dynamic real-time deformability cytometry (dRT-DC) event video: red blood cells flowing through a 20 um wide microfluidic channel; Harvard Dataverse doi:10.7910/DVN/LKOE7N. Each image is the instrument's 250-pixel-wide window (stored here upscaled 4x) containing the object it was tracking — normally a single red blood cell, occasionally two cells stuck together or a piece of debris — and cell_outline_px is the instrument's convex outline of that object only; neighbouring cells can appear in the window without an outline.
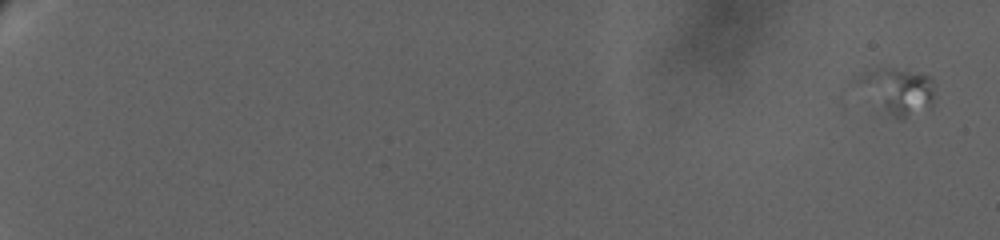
{"species": "human", "species_latin": "Homo sapiens", "temperature_condition": "warm", "stored_images_in_passage": 102, "camera_frame_rate_fps": 3000, "um_per_image_px": 0.085, "donor": {"sex": "female"}, "frame": {"image": 1, "passage_image": 1, "time_ms": 0.0, "image_size_px": [1000, 240], "cell_outline_px": [[936, 84], [932, 108], [904, 120], [900, 120], [892, 116], [856, 80], [856, 76], [864, 72], [876, 68], [892, 68], [928, 76]], "centroid_in_image_um": [76.44, 7.74], "position_along_channel_um": 8.6, "area_um2": 20.06}}
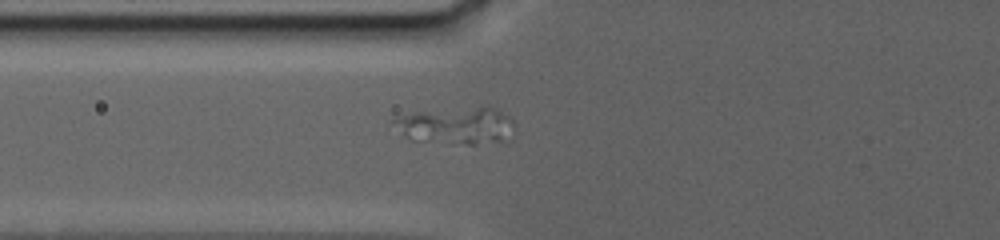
{"frame": {"image": 2, "passage_image": 38, "time_ms": 12.667, "image_size_px": [1000, 240], "cell_outline_px": [[512, 124], [504, 140], [472, 144], [448, 144], [408, 140], [388, 124], [392, 116], [416, 112], [488, 104], [496, 108], [508, 116], [512, 120]], "centroid_in_image_um": [38.61, 10.65], "position_along_channel_um": 87.2, "area_um2": 26.88}}
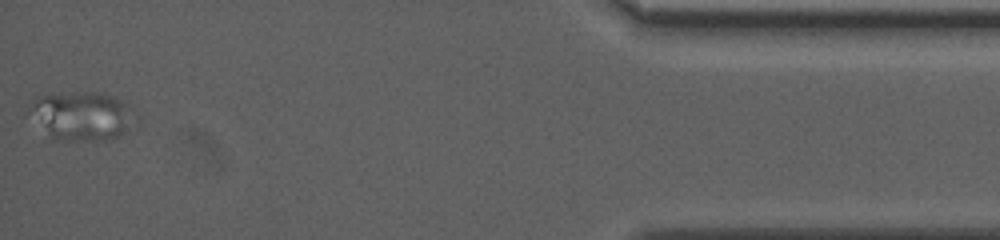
{"frame": {"image": 3, "passage_image": 101, "time_ms": 27.0, "image_size_px": [1000, 240], "cell_outline_px": [[140, 124], [136, 128], [120, 136], [104, 140], [52, 140], [32, 100], [36, 96], [72, 92], [96, 92], [120, 100], [140, 112]], "centroid_in_image_um": [7.28, 9.87], "position_along_channel_um": 427.9, "area_um2": 29.59}}